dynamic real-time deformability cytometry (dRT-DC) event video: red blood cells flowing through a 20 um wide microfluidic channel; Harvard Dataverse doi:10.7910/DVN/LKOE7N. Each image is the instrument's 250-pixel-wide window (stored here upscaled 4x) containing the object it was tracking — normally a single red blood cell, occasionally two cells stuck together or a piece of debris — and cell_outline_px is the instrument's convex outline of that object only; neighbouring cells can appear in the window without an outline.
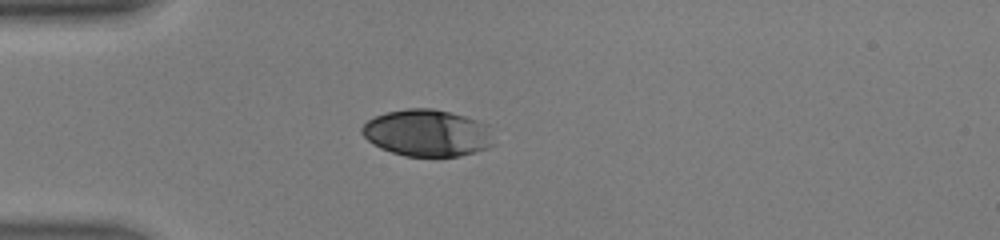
{"species": "human", "species_latin": "Homo sapiens", "temperature_condition": "warm", "stored_images_in_passage": 34, "camera_frame_rate_fps": 3000, "um_per_image_px": 0.085, "donor": {"sex": "male"}, "frame": {"image": 1, "passage_image": 1, "time_ms": 0.0, "image_size_px": [1000, 240], "cell_outline_px": [[496, 144], [488, 148], [460, 156], [404, 156], [380, 148], [368, 140], [360, 132], [360, 128], [368, 120], [376, 116], [388, 112], [408, 108], [432, 108], [464, 116], [488, 124]], "centroid_in_image_um": [36.34, 11.31], "position_along_channel_um": 48.7, "area_um2": 36.07}}
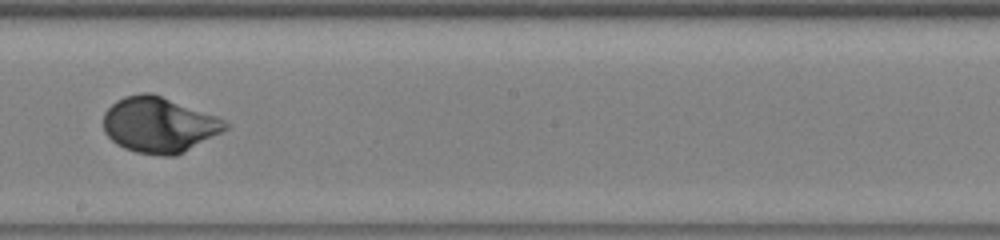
{"frame": {"image": 2, "passage_image": 15, "time_ms": 4.667, "image_size_px": [1000, 240], "cell_outline_px": [[232, 124], [228, 128], [184, 152], [176, 156], [160, 156], [136, 152], [124, 148], [116, 144], [104, 132], [104, 112], [116, 100], [124, 96], [140, 92], [152, 92], [228, 120]], "centroid_in_image_um": [13.53, 10.6], "position_along_channel_um": 234.7, "area_um2": 39.77}}
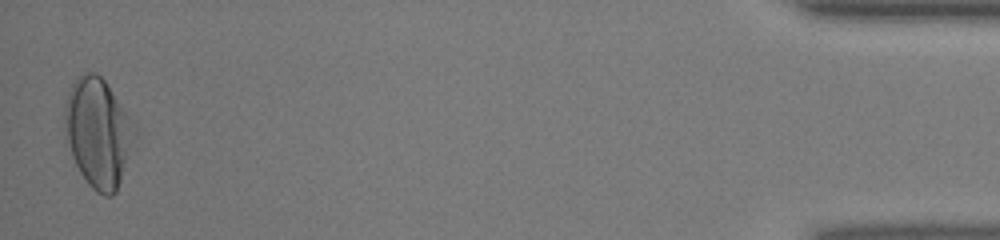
{"frame": {"image": 3, "passage_image": 34, "time_ms": 11.0, "image_size_px": [1000, 240], "cell_outline_px": [[136, 136], [116, 192], [112, 196], [104, 196], [96, 192], [88, 184], [80, 172], [72, 156], [64, 124], [64, 104], [68, 92], [72, 84], [80, 72], [96, 72], [104, 80], [112, 92], [136, 132]], "centroid_in_image_um": [8.3, 11.28], "position_along_channel_um": 426.9, "area_um2": 43.58}, "authors_computed_cell_mechanics": {"area_um2": 38.2058, "velocity_mm_per_s": 4.3915, "shape_relaxation_time_tau1_ms": 2.0983, "shape_relaxation_time_tau2_ms": null, "deformation_change_tau1": 0.1599, "deformation_change_tau2": null}}